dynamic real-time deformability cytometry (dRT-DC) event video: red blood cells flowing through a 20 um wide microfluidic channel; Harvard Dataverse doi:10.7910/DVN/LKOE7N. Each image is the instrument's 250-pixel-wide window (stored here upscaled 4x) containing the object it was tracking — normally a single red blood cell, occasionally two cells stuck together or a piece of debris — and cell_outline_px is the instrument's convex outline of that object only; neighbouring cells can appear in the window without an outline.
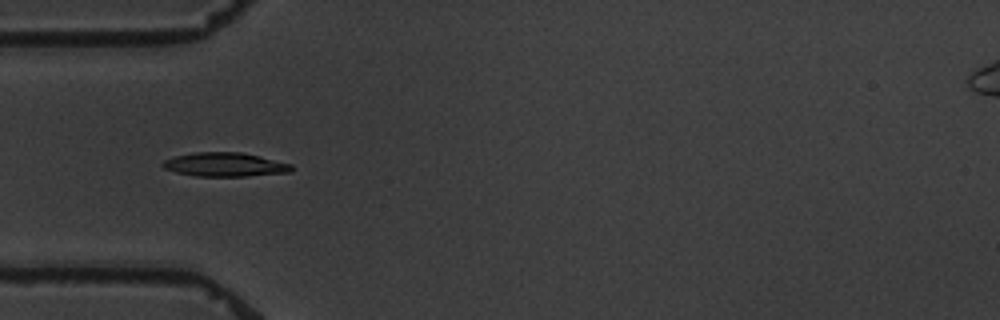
{"species": "common noctule bat (a hibernating species)", "species_latin": "Nyctalus noctula", "temperature_condition": "warm", "stored_images_in_passage": 5, "camera_frame_rate_fps": 3000, "um_per_image_px": 0.085, "animal": {"sex": "male", "body_mass_g": 19.5, "forearm_length_mm": 54.6}, "frame": {"image": 1, "passage_image": 4, "time_ms": 5.667, "image_size_px": [1000, 320], "cell_outline_px": [[296, 168], [292, 172], [248, 176], [196, 176], [176, 172], [164, 168], [160, 164], [164, 160], [176, 156], [192, 152], [240, 152], [260, 156], [292, 164]], "centroid_in_image_um": [19.16, 13.99], "position_along_channel_um": 65.8, "area_um2": 18.09}}
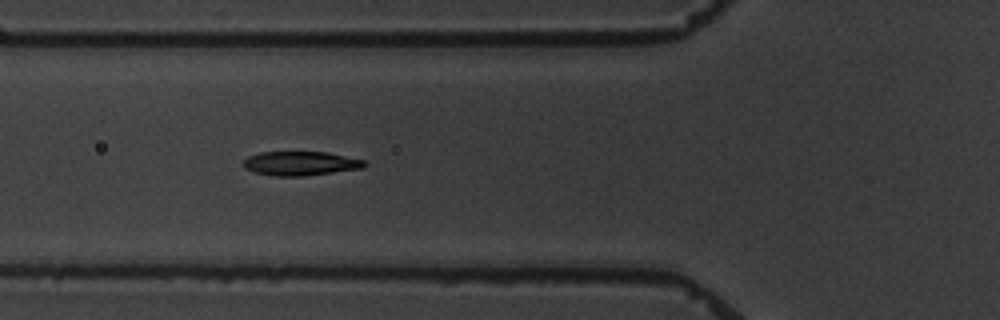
{"frame": {"image": 2, "passage_image": 5, "time_ms": 6.667, "image_size_px": [1000, 320], "cell_outline_px": [[368, 164], [364, 168], [304, 176], [272, 176], [256, 172], [244, 168], [244, 160], [248, 156], [260, 152], [328, 152], [364, 160]], "centroid_in_image_um": [25.57, 13.89], "position_along_channel_um": 100.2, "area_um2": 17.05}}